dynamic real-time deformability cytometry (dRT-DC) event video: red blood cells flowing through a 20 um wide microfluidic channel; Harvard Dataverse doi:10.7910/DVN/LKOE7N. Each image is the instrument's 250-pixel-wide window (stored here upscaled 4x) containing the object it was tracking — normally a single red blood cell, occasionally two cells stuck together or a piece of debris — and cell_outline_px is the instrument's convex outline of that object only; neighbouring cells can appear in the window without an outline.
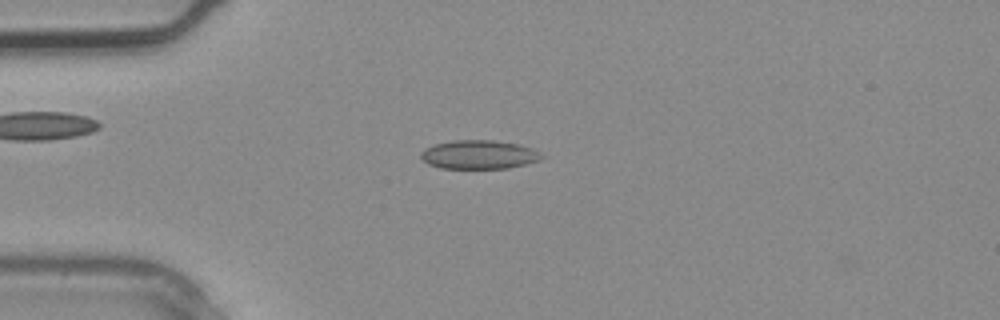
{"species": "common noctule bat (a hibernating species)", "species_latin": "Nyctalus noctula", "temperature_condition": "warm", "stored_images_in_passage": 2, "camera_frame_rate_fps": 3000, "um_per_image_px": 0.085, "animal": {"sex": "male", "body_mass_g": 20.4}, "frame": {"image": 1, "passage_image": 1, "time_ms": 0.0, "image_size_px": [1000, 320], "cell_outline_px": [[544, 156], [540, 160], [508, 168], [440, 168], [428, 164], [420, 156], [420, 152], [424, 148], [436, 144], [452, 140], [492, 140], [520, 144], [532, 148], [540, 152]], "centroid_in_image_um": [40.71, 13.13], "position_along_channel_um": 44.3, "area_um2": 20.29}}